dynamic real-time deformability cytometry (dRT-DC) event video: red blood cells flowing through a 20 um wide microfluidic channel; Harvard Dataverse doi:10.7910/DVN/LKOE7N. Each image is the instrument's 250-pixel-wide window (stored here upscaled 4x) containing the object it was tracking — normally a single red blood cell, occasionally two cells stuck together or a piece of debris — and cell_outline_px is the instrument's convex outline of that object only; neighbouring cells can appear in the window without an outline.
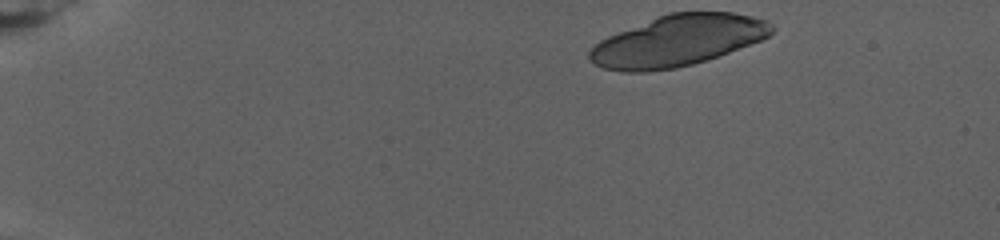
{"species": "human", "species_latin": "Homo sapiens", "temperature_condition": "warm", "stored_images_in_passage": 22, "camera_frame_rate_fps": 3000, "um_per_image_px": 0.085, "donor": {"sex": "female"}, "frame": {"image": 1, "passage_image": 1, "time_ms": 0.0, "image_size_px": [1000, 240], "cell_outline_px": [[776, 28], [768, 36], [760, 40], [728, 52], [692, 64], [676, 68], [644, 72], [624, 72], [604, 68], [588, 60], [588, 52], [600, 40], [608, 36], [668, 12], [732, 12], [752, 16], [768, 20]], "centroid_in_image_um": [57.61, 3.45], "position_along_channel_um": 27.4, "area_um2": 53.87}}
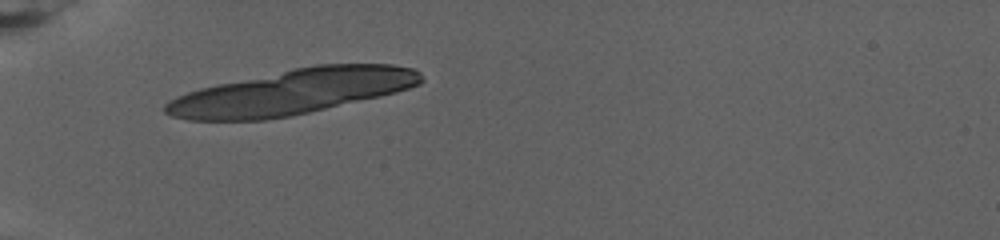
{"frame": {"image": 2, "passage_image": 16, "time_ms": 5.0, "image_size_px": [1000, 240], "cell_outline_px": [[424, 80], [420, 84], [396, 92], [380, 96], [308, 112], [288, 116], [264, 120], [188, 120], [172, 116], [164, 112], [164, 104], [176, 96], [200, 88], [216, 84], [292, 68], [316, 64], [392, 64], [412, 68], [420, 72]], "centroid_in_image_um": [24.82, 7.8], "position_along_channel_um": 60.2, "area_um2": 66.99}}